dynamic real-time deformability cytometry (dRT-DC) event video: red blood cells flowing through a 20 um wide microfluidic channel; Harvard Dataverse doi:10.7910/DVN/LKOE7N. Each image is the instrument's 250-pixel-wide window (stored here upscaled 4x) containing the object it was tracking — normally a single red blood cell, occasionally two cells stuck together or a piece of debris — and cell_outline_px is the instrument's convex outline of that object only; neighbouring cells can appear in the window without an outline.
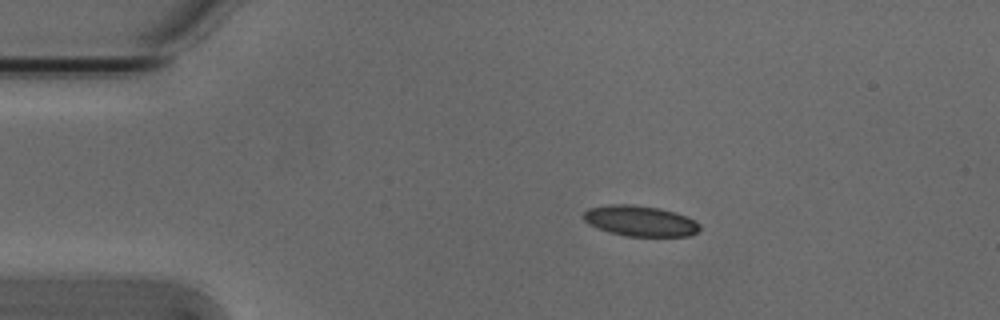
{"species": "Egyptian fruit bat (a non-hibernating species)", "species_latin": "Rousettus aegyptiacus", "temperature_condition": "cold", "stored_images_in_passage": 4, "camera_frame_rate_fps": 3000, "um_per_image_px": 0.085, "animal": {"sex": "male"}, "frame": {"image": 1, "passage_image": 1, "time_ms": 0.0, "image_size_px": [1000, 320], "cell_outline_px": [[700, 228], [696, 232], [688, 236], [624, 236], [608, 232], [596, 228], [588, 224], [580, 216], [588, 208], [612, 204], [632, 204], [660, 208], [676, 212], [696, 220], [700, 224]], "centroid_in_image_um": [54.38, 18.77], "position_along_channel_um": 30.6, "area_um2": 21.04}}
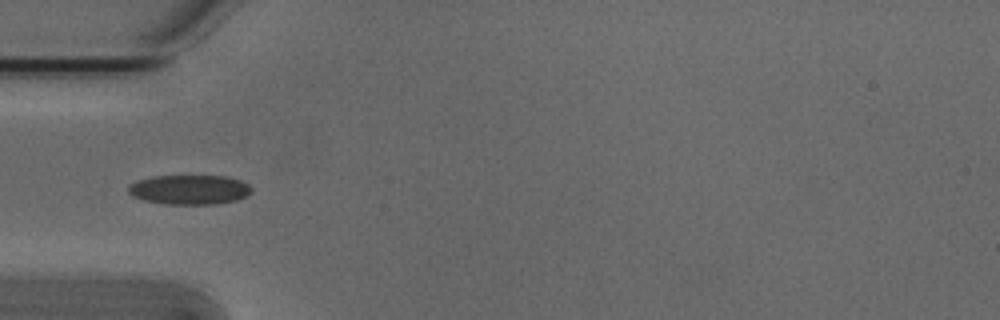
{"frame": {"image": 2, "passage_image": 3, "time_ms": 0.667, "image_size_px": [1000, 320], "cell_outline_px": [[252, 192], [248, 196], [236, 200], [216, 204], [164, 204], [144, 200], [132, 196], [128, 192], [128, 184], [136, 180], [152, 176], [224, 176], [240, 180], [248, 184], [252, 188]], "centroid_in_image_um": [16.09, 16.12], "position_along_channel_um": 68.9, "area_um2": 21.44}}